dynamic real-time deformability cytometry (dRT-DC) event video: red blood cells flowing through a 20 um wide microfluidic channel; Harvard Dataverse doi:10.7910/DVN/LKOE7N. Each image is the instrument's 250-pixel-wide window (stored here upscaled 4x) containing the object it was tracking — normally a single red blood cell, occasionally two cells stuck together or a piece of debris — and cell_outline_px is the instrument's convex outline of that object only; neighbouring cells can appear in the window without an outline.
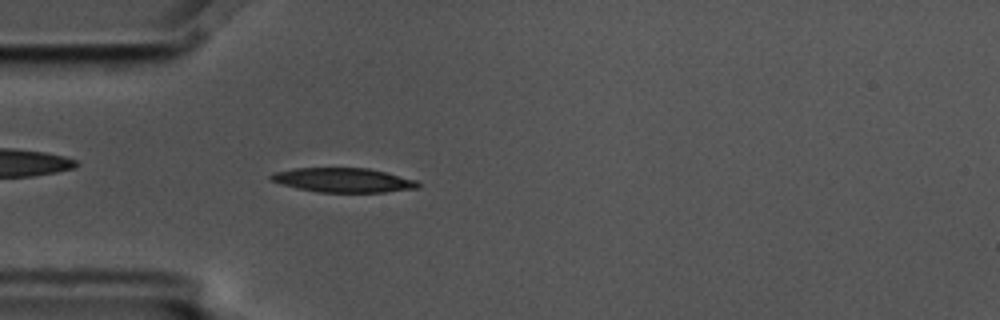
{"species": "common noctule bat (a hibernating species)", "species_latin": "Nyctalus noctula", "temperature_condition": "cold", "stored_images_in_passage": 4, "camera_frame_rate_fps": 3000, "um_per_image_px": 0.085, "animal": {"sex": "male", "body_mass_g": 17.5, "forearm_length_mm": 52.3}, "frame": {"image": 1, "passage_image": 4, "time_ms": 1.0, "image_size_px": [1000, 320], "cell_outline_px": [[420, 188], [384, 192], [320, 192], [296, 188], [280, 184], [268, 180], [268, 176], [272, 172], [292, 168], [368, 168], [416, 180], [420, 184]], "centroid_in_image_um": [29.1, 15.31], "position_along_channel_um": 55.9, "area_um2": 20.98}}